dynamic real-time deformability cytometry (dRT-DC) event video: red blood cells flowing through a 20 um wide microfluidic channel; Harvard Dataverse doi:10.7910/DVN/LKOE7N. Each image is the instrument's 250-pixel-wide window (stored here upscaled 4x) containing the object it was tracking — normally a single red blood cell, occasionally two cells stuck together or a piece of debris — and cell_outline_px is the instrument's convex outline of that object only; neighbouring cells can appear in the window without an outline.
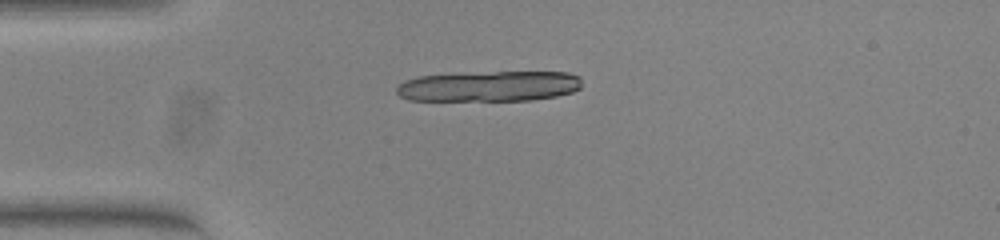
{"species": "common noctule bat (a hibernating species)", "species_latin": "Nyctalus noctula", "temperature_condition": "warm", "stored_images_in_passage": 6, "camera_frame_rate_fps": 3000, "um_per_image_px": 0.085, "animal": {"sex": "female", "body_mass_g": 23.0, "forearm_length_mm": 53.4}, "frame": {"image": 1, "passage_image": 1, "time_ms": 0.0, "image_size_px": [1000, 240], "cell_outline_px": [[580, 88], [572, 92], [556, 96], [532, 100], [408, 100], [400, 96], [396, 92], [396, 88], [404, 80], [420, 76], [496, 72], [568, 72], [580, 76]], "centroid_in_image_um": [41.6, 7.33], "position_along_channel_um": 43.4, "area_um2": 32.66}}